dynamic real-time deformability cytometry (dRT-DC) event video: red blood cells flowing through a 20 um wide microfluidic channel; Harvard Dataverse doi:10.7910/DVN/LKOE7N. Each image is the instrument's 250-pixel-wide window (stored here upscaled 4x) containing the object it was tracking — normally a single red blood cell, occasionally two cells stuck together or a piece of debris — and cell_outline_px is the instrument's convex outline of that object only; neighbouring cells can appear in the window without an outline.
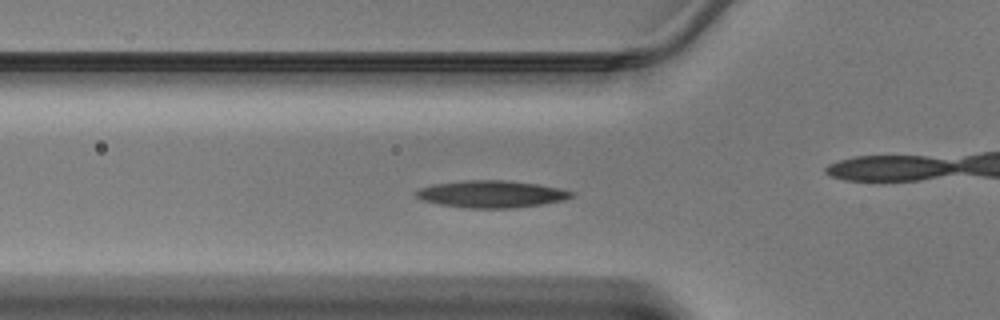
{"species": "Egyptian fruit bat (a non-hibernating species)", "species_latin": "Rousettus aegyptiacus", "temperature_condition": "warm", "stored_images_in_passage": 47, "camera_frame_rate_fps": 3000, "um_per_image_px": 0.085, "animal": {"sex": "male"}, "frame": {"image": 1, "passage_image": 16, "time_ms": 5.0, "image_size_px": [1000, 320], "cell_outline_px": [[572, 196], [564, 200], [540, 204], [512, 208], [464, 208], [440, 204], [424, 200], [416, 196], [412, 192], [416, 188], [432, 184], [464, 180], [508, 180], [536, 184], [560, 188], [572, 192]], "centroid_in_image_um": [41.69, 16.49], "position_along_channel_um": 84.1, "area_um2": 24.57}}
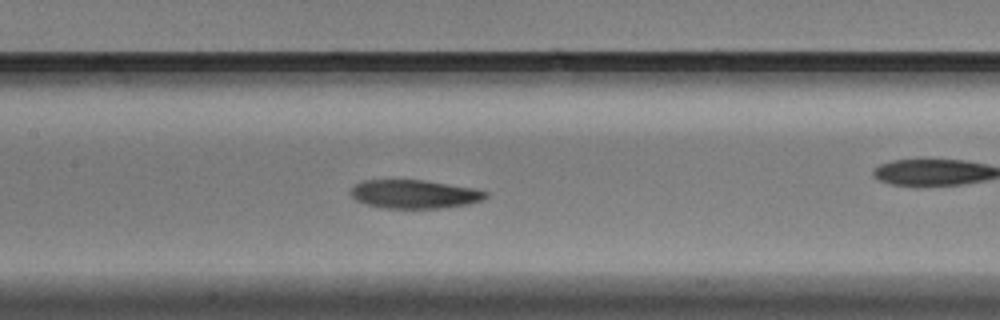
{"frame": {"image": 2, "passage_image": 22, "time_ms": 7.0, "image_size_px": [1000, 320], "cell_outline_px": [[488, 196], [480, 200], [468, 204], [440, 208], [384, 208], [364, 204], [356, 200], [348, 192], [360, 180], [424, 180], [472, 188], [488, 192]], "centroid_in_image_um": [35.17, 16.5], "position_along_channel_um": 172.2, "area_um2": 22.43}}
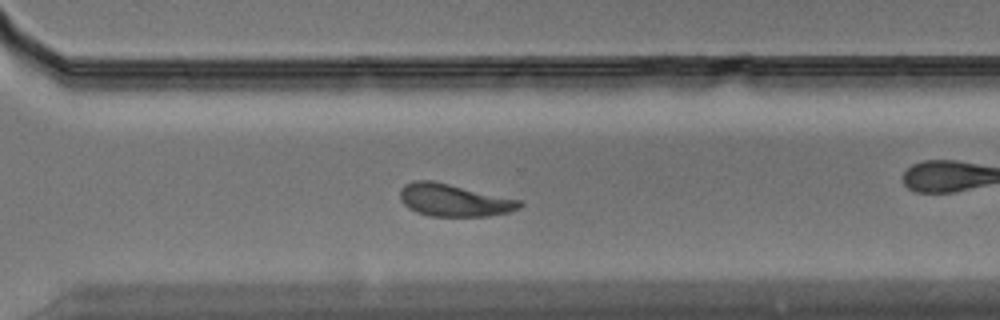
{"frame": {"image": 3, "passage_image": 33, "time_ms": 10.667, "image_size_px": [1000, 320], "cell_outline_px": [[524, 204], [520, 208], [512, 212], [488, 216], [428, 216], [416, 212], [408, 208], [400, 200], [400, 188], [404, 184], [416, 180], [432, 180], [520, 200]], "centroid_in_image_um": [38.57, 17.02], "position_along_channel_um": 332.0, "area_um2": 22.72}}